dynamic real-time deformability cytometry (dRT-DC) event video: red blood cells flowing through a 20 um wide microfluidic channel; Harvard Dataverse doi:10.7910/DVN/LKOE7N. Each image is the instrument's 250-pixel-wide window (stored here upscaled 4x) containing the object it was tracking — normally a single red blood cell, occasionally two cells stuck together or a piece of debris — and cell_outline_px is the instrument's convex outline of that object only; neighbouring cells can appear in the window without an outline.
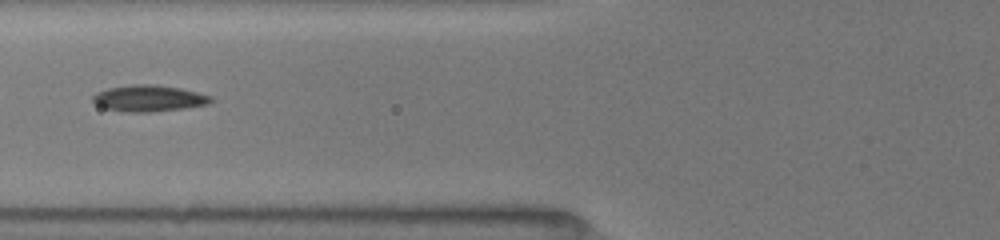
{"species": "common noctule bat (a hibernating species)", "species_latin": "Nyctalus noctula", "temperature_condition": "room temperature", "stored_images_in_passage": 7, "camera_frame_rate_fps": 3000, "um_per_image_px": 0.085, "animal": {"sex": "female", "body_mass_g": 19.5, "forearm_length_mm": 54.1}, "frame": {"image": 1, "passage_image": 5, "time_ms": 2.0, "image_size_px": [1000, 240], "cell_outline_px": [[216, 100], [208, 104], [188, 108], [148, 112], [124, 112], [108, 108], [96, 104], [92, 100], [92, 96], [96, 92], [108, 88], [132, 84], [156, 84], [180, 88], [212, 96]], "centroid_in_image_um": [12.69, 8.35], "position_along_channel_um": 113.1, "area_um2": 18.26}}